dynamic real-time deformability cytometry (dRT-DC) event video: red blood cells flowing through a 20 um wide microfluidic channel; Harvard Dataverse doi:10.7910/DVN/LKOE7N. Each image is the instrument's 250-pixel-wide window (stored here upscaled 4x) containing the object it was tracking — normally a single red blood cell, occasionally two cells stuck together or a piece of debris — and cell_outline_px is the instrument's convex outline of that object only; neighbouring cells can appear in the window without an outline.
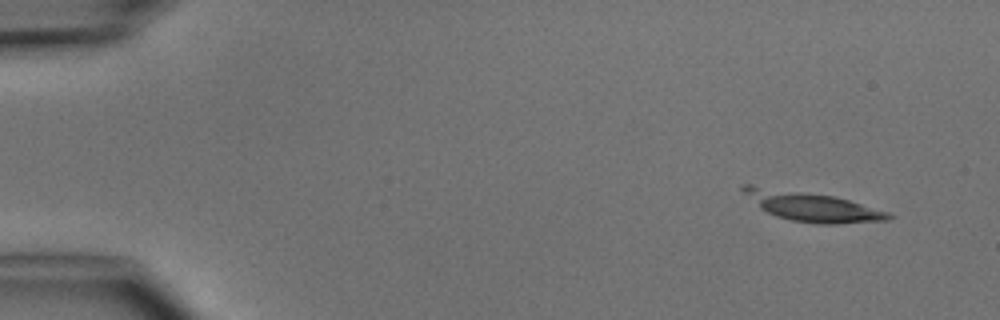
{"species": "common noctule bat (a hibernating species)", "species_latin": "Nyctalus noctula", "temperature_condition": "cold", "stored_images_in_passage": 3, "camera_frame_rate_fps": 3000, "um_per_image_px": 0.085, "animal": {"sex": "male", "body_mass_g": 15.6}, "frame": {"image": 1, "passage_image": 1, "time_ms": 0.0, "image_size_px": [1000, 320], "cell_outline_px": [[896, 216], [888, 220], [836, 224], [816, 224], [792, 220], [776, 216], [760, 208], [740, 188], [740, 184], [752, 184], [836, 196], [888, 212]], "centroid_in_image_um": [69.01, 17.53], "position_along_channel_um": 16.0, "area_um2": 24.91}}